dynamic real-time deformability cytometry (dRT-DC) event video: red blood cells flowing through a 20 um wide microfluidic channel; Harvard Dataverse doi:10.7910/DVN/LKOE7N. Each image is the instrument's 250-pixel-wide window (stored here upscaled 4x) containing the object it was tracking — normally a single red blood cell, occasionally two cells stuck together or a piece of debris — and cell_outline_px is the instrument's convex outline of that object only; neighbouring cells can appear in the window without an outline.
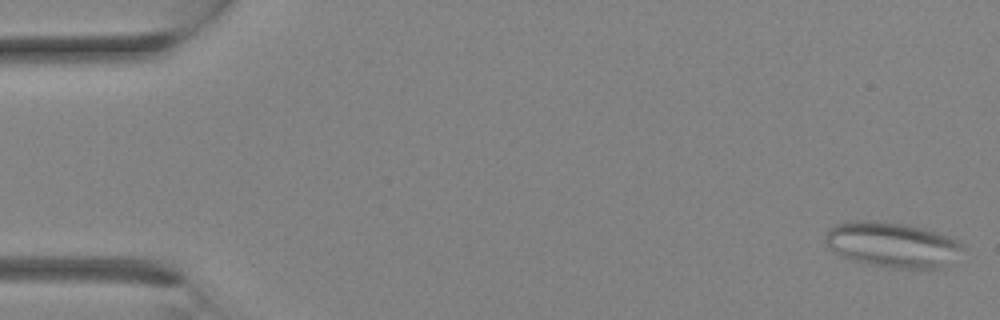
{"species": "Egyptian fruit bat (a non-hibernating species)", "species_latin": "Rousettus aegyptiacus", "temperature_condition": "room temperature", "stored_images_in_passage": 4, "camera_frame_rate_fps": 3000, "um_per_image_px": 0.085, "animal": {"sex": "female"}, "frame": {"image": 1, "passage_image": 1, "time_ms": 0.0, "image_size_px": [1000, 320], "cell_outline_px": [[964, 248], [948, 264], [940, 268], [892, 268], [852, 260], [840, 256], [828, 248], [824, 240], [824, 236], [836, 224], [856, 220], [880, 220], [904, 224], [936, 232], [960, 240], [964, 244]], "centroid_in_image_um": [75.83, 20.79], "position_along_channel_um": 9.2, "area_um2": 36.18}}